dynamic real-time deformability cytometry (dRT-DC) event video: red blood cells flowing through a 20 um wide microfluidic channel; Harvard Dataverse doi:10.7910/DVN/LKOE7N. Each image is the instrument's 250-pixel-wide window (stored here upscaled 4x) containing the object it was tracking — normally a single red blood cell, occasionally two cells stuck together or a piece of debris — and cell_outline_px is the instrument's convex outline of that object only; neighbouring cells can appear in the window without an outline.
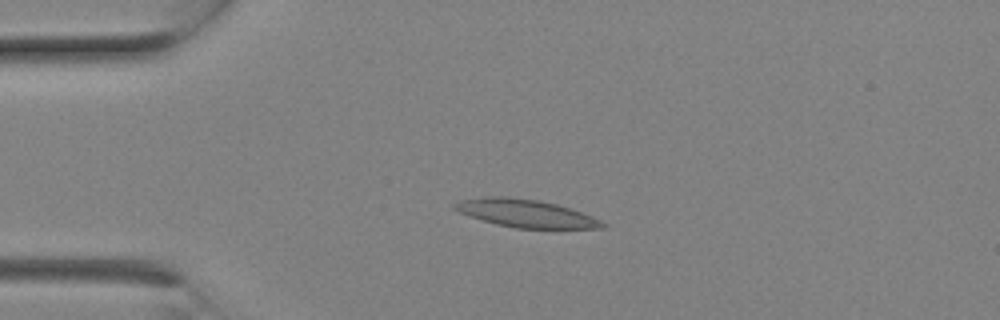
{"species": "Egyptian fruit bat (a non-hibernating species)", "species_latin": "Rousettus aegyptiacus", "temperature_condition": "room temperature", "stored_images_in_passage": 8, "camera_frame_rate_fps": 3000, "um_per_image_px": 0.085, "animal": {"sex": "female"}, "frame": {"image": 1, "passage_image": 4, "time_ms": 1.0, "image_size_px": [1000, 320], "cell_outline_px": [[608, 224], [604, 228], [516, 228], [496, 224], [460, 212], [452, 208], [452, 204], [460, 200], [488, 196], [508, 196], [540, 200], [556, 204], [592, 216]], "centroid_in_image_um": [44.68, 18.12], "position_along_channel_um": 40.3, "area_um2": 23.76}}
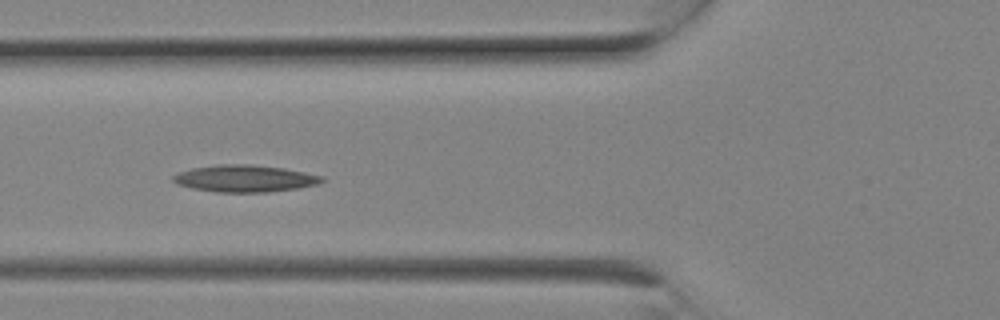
{"frame": {"image": 2, "passage_image": 7, "time_ms": 2.0, "image_size_px": [1000, 320], "cell_outline_px": [[324, 180], [320, 184], [300, 188], [268, 192], [216, 192], [192, 188], [180, 184], [172, 180], [172, 176], [180, 172], [192, 168], [220, 164], [252, 164], [284, 168], [324, 176]], "centroid_in_image_um": [20.86, 15.17], "position_along_channel_um": 104.9, "area_um2": 23.41}}
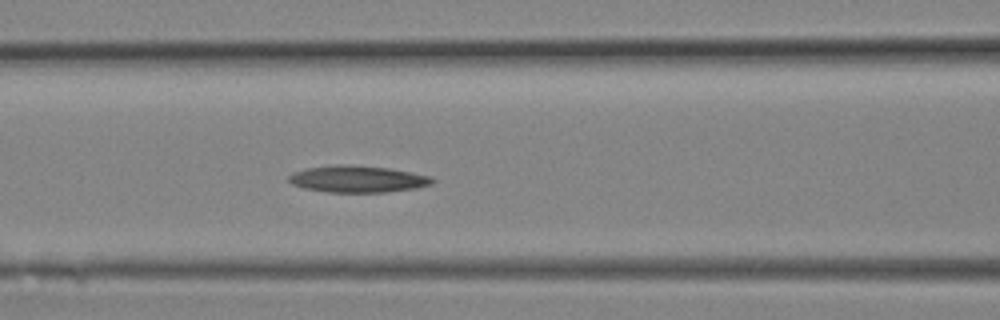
{"frame": {"image": 3, "passage_image": 8, "time_ms": 2.333, "image_size_px": [1000, 320], "cell_outline_px": [[436, 180], [432, 184], [416, 188], [384, 192], [328, 192], [304, 188], [292, 184], [288, 180], [288, 176], [292, 172], [304, 168], [332, 164], [352, 164], [388, 168], [432, 176]], "centroid_in_image_um": [30.37, 15.2], "position_along_channel_um": 136.2, "area_um2": 22.66}}